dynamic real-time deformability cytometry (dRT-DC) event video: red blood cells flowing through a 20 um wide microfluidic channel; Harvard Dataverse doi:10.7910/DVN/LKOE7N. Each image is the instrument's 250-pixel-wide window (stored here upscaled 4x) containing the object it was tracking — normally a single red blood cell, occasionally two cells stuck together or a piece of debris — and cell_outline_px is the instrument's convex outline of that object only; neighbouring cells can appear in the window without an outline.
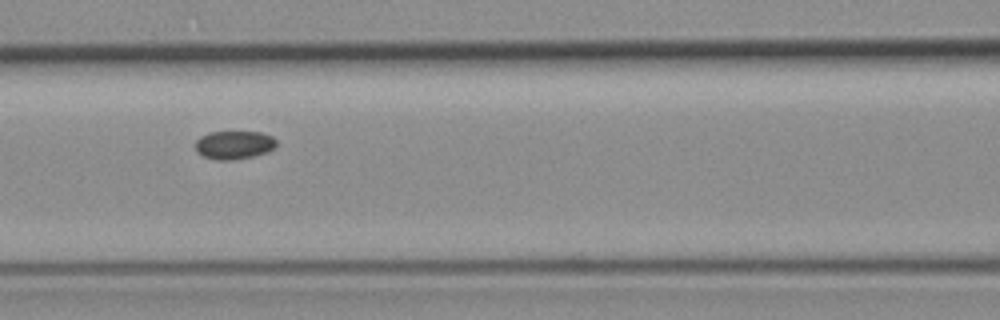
{"species": "common noctule bat (a hibernating species)", "species_latin": "Nyctalus noctula", "temperature_condition": "room temperature", "stored_images_in_passage": 9, "camera_frame_rate_fps": 3000, "um_per_image_px": 0.085, "animal": {"sex": "female", "body_mass_g": 19.3, "forearm_length_mm": 54.1}, "frame": {"image": 1, "passage_image": 9, "time_ms": 9.333, "image_size_px": [1000, 320], "cell_outline_px": [[276, 144], [268, 152], [252, 156], [232, 160], [216, 160], [204, 156], [196, 152], [196, 140], [200, 136], [208, 132], [260, 132], [272, 136], [276, 140]], "centroid_in_image_um": [19.87, 12.31], "position_along_channel_um": 146.7, "area_um2": 13.35}}